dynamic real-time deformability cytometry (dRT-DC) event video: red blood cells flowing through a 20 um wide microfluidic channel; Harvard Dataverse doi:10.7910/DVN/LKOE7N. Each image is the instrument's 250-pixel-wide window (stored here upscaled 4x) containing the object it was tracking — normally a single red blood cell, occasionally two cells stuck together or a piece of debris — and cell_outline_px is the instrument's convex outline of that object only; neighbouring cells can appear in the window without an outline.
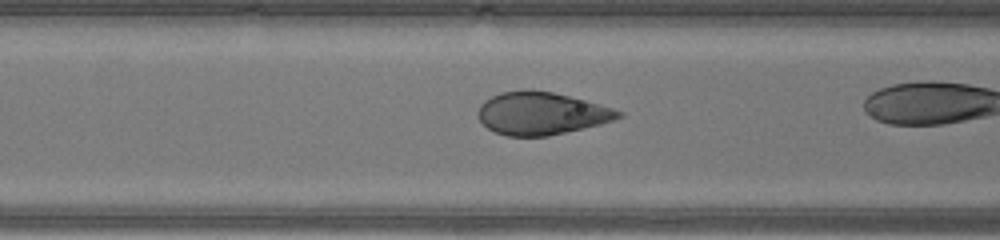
{"species": "human", "species_latin": "Homo sapiens", "temperature_condition": "warm", "stored_images_in_passage": 26, "camera_frame_rate_fps": 3000, "um_per_image_px": 0.085, "donor": {"sex": "male"}, "frame": {"image": 1, "passage_image": 8, "time_ms": 2.333, "image_size_px": [1000, 240], "cell_outline_px": [[624, 116], [600, 124], [548, 136], [508, 136], [496, 132], [488, 128], [476, 116], [476, 112], [480, 104], [484, 100], [500, 92], [524, 88], [552, 92], [600, 104], [624, 112]], "centroid_in_image_um": [45.97, 9.62], "position_along_channel_um": 120.6, "area_um2": 34.97}}
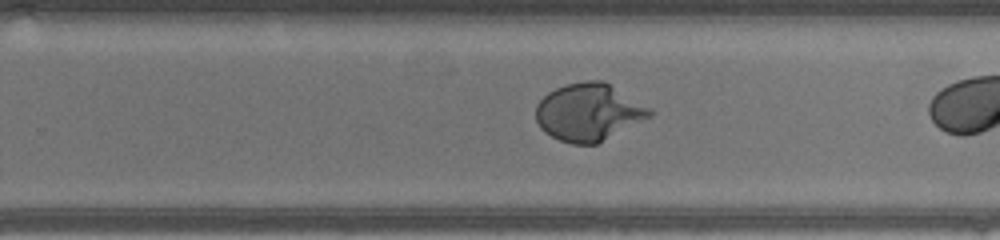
{"frame": {"image": 2, "passage_image": 19, "time_ms": 6.0, "image_size_px": [1000, 240], "cell_outline_px": [[652, 116], [596, 144], [572, 144], [560, 140], [544, 132], [540, 128], [536, 120], [536, 104], [548, 92], [556, 88], [568, 84], [584, 80], [604, 80], [652, 108]], "centroid_in_image_um": [50.05, 9.52], "position_along_channel_um": 279.8, "area_um2": 38.15}}
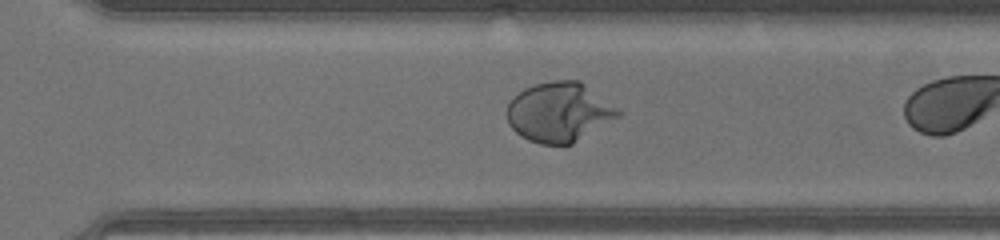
{"frame": {"image": 3, "passage_image": 22, "time_ms": 7.0, "image_size_px": [1000, 240], "cell_outline_px": [[620, 116], [572, 144], [540, 144], [528, 140], [516, 132], [508, 124], [508, 104], [524, 88], [536, 84], [552, 80], [580, 80], [620, 108]], "centroid_in_image_um": [47.57, 9.52], "position_along_channel_um": 323.0, "area_um2": 38.49}}